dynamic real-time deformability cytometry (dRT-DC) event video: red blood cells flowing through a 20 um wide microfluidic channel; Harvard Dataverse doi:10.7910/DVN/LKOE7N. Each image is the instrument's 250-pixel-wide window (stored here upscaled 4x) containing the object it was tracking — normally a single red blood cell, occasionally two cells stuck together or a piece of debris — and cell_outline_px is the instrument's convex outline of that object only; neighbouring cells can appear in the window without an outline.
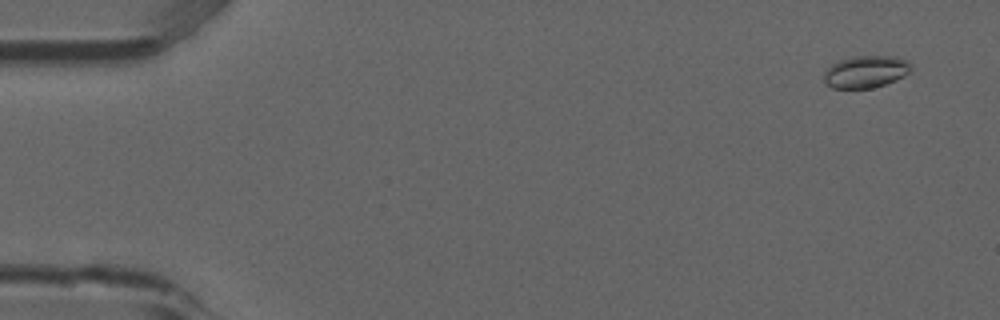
{"species": "common noctule bat (a hibernating species)", "species_latin": "Nyctalus noctula", "temperature_condition": "room temperature", "stored_images_in_passage": 9, "camera_frame_rate_fps": 3000, "um_per_image_px": 0.085, "animal": {"sex": "male", "forearm_length_mm": 52.5}, "frame": {"image": 1, "passage_image": 1, "time_ms": 0.0, "image_size_px": [1000, 320], "cell_outline_px": [[912, 68], [904, 76], [896, 80], [872, 88], [832, 88], [824, 80], [824, 72], [832, 64], [840, 60], [852, 56], [896, 56], [908, 60], [912, 64]], "centroid_in_image_um": [73.62, 6.08], "position_along_channel_um": 11.4, "area_um2": 16.36}}